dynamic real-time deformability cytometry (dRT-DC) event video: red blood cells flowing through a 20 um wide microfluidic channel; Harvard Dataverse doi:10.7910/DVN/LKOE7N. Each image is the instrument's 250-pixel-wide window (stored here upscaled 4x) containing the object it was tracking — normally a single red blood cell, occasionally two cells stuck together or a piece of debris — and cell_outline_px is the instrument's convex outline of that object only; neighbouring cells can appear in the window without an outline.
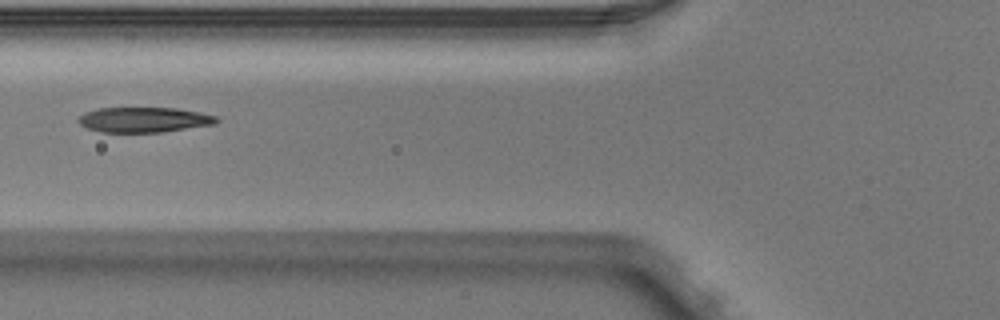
{"species": "Egyptian fruit bat (a non-hibernating species)", "species_latin": "Rousettus aegyptiacus", "temperature_condition": "warm", "stored_images_in_passage": 2, "camera_frame_rate_fps": 3000, "um_per_image_px": 0.085, "animal": {"sex": "male"}, "frame": {"image": 1, "passage_image": 2, "time_ms": 0.333, "image_size_px": [1000, 320], "cell_outline_px": [[220, 120], [216, 124], [160, 132], [100, 132], [88, 128], [80, 124], [76, 120], [84, 112], [96, 108], [176, 108], [216, 116]], "centroid_in_image_um": [12.2, 10.18], "position_along_channel_um": 113.6, "area_um2": 20.17}}